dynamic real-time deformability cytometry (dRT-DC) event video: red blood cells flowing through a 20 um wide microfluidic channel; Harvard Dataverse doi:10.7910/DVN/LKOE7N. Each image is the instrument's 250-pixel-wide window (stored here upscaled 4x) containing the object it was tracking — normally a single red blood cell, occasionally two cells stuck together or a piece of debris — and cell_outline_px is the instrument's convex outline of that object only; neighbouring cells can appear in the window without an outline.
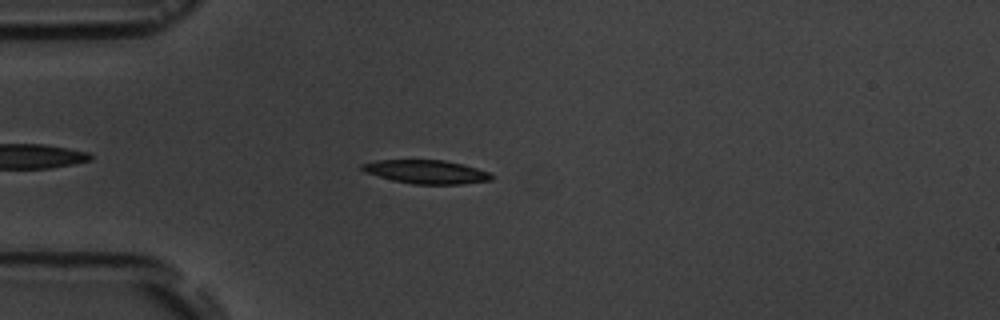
{"species": "common noctule bat (a hibernating species)", "species_latin": "Nyctalus noctula", "temperature_condition": "room temperature", "stored_images_in_passage": 2, "camera_frame_rate_fps": 3000, "um_per_image_px": 0.085, "animal": {"sex": "male", "body_mass_g": 19.5, "forearm_length_mm": 54.6}, "frame": {"image": 1, "passage_image": 2, "time_ms": 1.333, "image_size_px": [1000, 320], "cell_outline_px": [[492, 180], [460, 184], [412, 184], [392, 180], [364, 172], [360, 168], [360, 164], [376, 160], [444, 160], [464, 164], [488, 172], [492, 176]], "centroid_in_image_um": [36.19, 14.6], "position_along_channel_um": 48.8, "area_um2": 17.8}}